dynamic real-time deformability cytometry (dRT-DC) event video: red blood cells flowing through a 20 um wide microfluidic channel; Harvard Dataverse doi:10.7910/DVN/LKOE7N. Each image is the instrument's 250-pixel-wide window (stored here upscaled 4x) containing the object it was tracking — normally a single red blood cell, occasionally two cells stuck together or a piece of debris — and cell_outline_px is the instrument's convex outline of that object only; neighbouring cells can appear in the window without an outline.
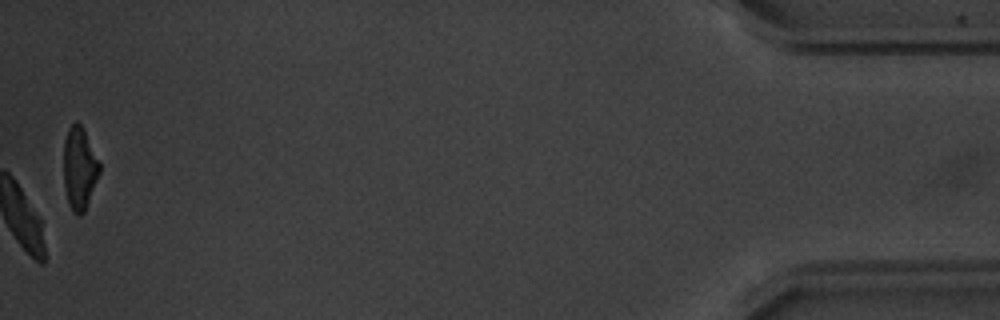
{"species": "common noctule bat (a hibernating species)", "species_latin": "Nyctalus noctula", "temperature_condition": "warm", "stored_images_in_passage": 52, "camera_frame_rate_fps": 3000, "um_per_image_px": 0.085, "animal": {"sex": "male", "body_mass_g": 20.1, "forearm_length_mm": 53.5}, "frame": {"image": 1, "passage_image": 52, "time_ms": 17.0, "image_size_px": [1000, 320], "cell_outline_px": [[100, 172], [84, 212], [80, 216], [76, 216], [72, 212], [68, 204], [64, 184], [64, 140], [68, 128], [76, 120], [84, 128], [100, 164]], "centroid_in_image_um": [6.74, 14.31], "position_along_channel_um": 428.5, "area_um2": 17.34}, "authors_computed_cell_mechanics": {"area_um2": 20.0855, "velocity_mm_per_s": 3.7652, "shape_relaxation_time_tau1_ms": 1.6288, "shape_relaxation_time_tau2_ms": 1.1579, "deformation_change_tau1": 0.1608, "deformation_change_tau2": 0.0916}}